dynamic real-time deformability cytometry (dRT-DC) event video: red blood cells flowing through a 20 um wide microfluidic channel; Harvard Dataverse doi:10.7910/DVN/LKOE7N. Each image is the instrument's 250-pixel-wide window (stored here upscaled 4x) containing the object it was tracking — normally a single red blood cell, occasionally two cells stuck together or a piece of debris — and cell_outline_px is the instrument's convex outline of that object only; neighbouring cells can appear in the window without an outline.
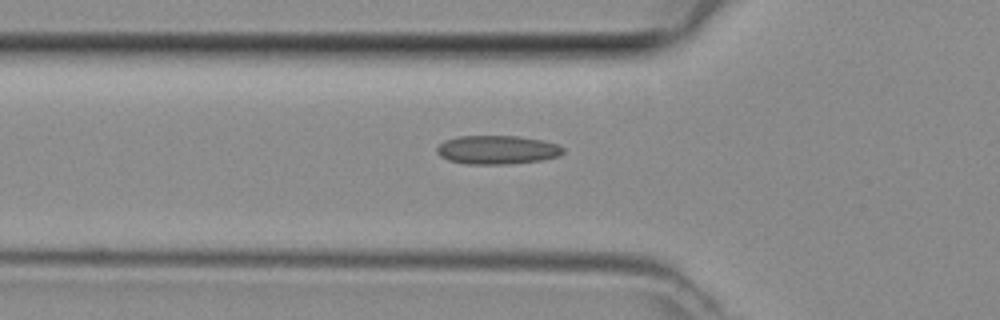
{"species": "common noctule bat (a hibernating species)", "species_latin": "Nyctalus noctula", "temperature_condition": "room temperature", "stored_images_in_passage": 26, "camera_frame_rate_fps": 3000, "um_per_image_px": 0.085, "animal": {"sex": "female", "body_mass_g": 29.2, "forearm_length_mm": 56.3}, "frame": {"image": 1, "passage_image": 5, "time_ms": 1.333, "image_size_px": [1000, 320], "cell_outline_px": [[564, 152], [560, 156], [544, 160], [508, 164], [468, 164], [448, 160], [440, 156], [436, 152], [436, 148], [444, 140], [456, 136], [520, 136], [544, 140], [556, 144], [564, 148]], "centroid_in_image_um": [42.27, 12.73], "position_along_channel_um": 83.5, "area_um2": 21.39}}
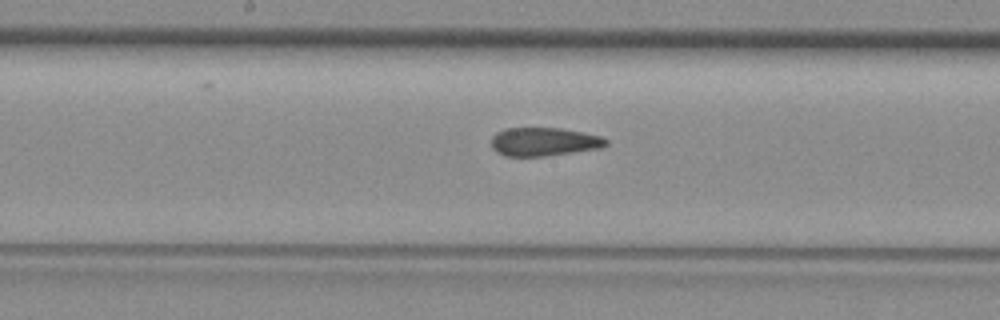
{"frame": {"image": 2, "passage_image": 13, "time_ms": 4.0, "image_size_px": [1000, 320], "cell_outline_px": [[608, 144], [600, 148], [544, 156], [504, 156], [496, 152], [492, 148], [492, 136], [496, 132], [504, 128], [560, 128], [584, 132], [600, 136], [608, 140]], "centroid_in_image_um": [46.21, 12.04], "position_along_channel_um": 202.0, "area_um2": 19.07}}
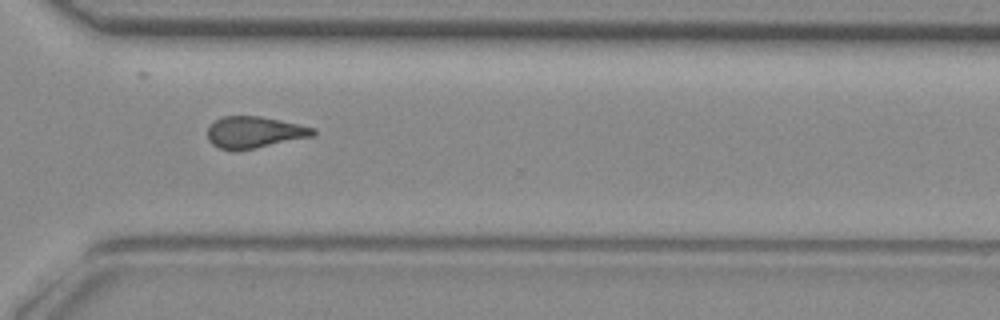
{"frame": {"image": 3, "passage_image": 23, "time_ms": 7.333, "image_size_px": [1000, 320], "cell_outline_px": [[316, 136], [236, 152], [220, 148], [212, 144], [208, 140], [208, 128], [216, 120], [224, 116], [260, 116], [280, 120], [316, 128]], "centroid_in_image_um": [21.65, 11.26], "position_along_channel_um": 348.9, "area_um2": 19.65}}